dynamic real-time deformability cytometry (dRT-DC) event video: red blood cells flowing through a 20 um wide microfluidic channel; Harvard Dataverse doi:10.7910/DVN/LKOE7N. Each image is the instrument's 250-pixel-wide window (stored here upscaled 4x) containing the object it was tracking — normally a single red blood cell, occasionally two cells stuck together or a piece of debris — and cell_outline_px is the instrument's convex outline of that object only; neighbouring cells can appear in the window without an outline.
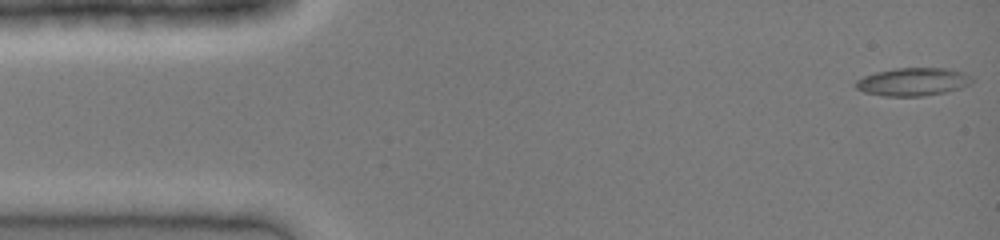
{"species": "common noctule bat (a hibernating species)", "species_latin": "Nyctalus noctula", "temperature_condition": "cold", "stored_images_in_passage": 41, "camera_frame_rate_fps": 3000, "um_per_image_px": 0.085, "animal": {"sex": "female", "body_mass_g": 19.0, "forearm_length_mm": 51.5}, "frame": {"image": 1, "passage_image": 1, "time_ms": 0.0, "image_size_px": [1000, 240], "cell_outline_px": [[972, 80], [968, 84], [960, 88], [944, 92], [924, 96], [884, 96], [864, 92], [856, 88], [856, 80], [864, 76], [876, 72], [896, 68], [948, 68], [964, 72], [972, 76]], "centroid_in_image_um": [77.6, 6.95], "position_along_channel_um": 7.4, "area_um2": 18.9}}
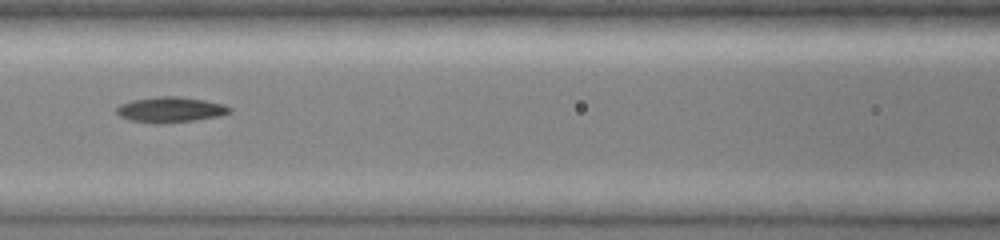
{"frame": {"image": 2, "passage_image": 18, "time_ms": 5.667, "image_size_px": [1000, 240], "cell_outline_px": [[232, 112], [216, 116], [192, 120], [160, 124], [152, 124], [128, 120], [120, 116], [116, 112], [116, 108], [120, 104], [132, 100], [160, 96], [176, 96], [204, 100], [220, 104], [232, 108]], "centroid_in_image_um": [14.41, 9.33], "position_along_channel_um": 152.2, "area_um2": 16.65}}
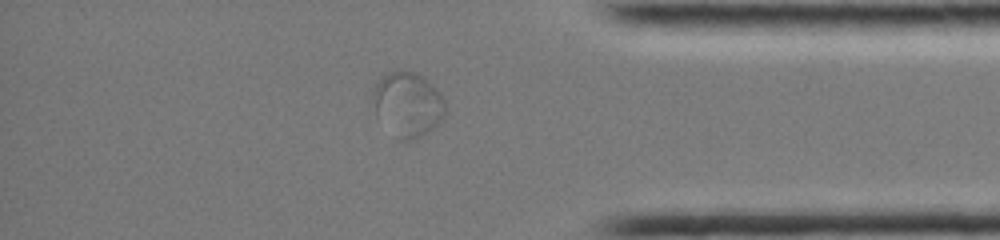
{"frame": {"image": 3, "passage_image": 35, "time_ms": 11.333, "image_size_px": [1000, 240], "cell_outline_px": [[444, 116], [428, 132], [412, 140], [396, 140], [376, 120], [372, 96], [372, 88], [380, 76], [388, 72], [416, 72], [424, 76], [436, 88], [444, 100]], "centroid_in_image_um": [34.58, 8.89], "position_along_channel_um": 400.6, "area_um2": 27.74}}